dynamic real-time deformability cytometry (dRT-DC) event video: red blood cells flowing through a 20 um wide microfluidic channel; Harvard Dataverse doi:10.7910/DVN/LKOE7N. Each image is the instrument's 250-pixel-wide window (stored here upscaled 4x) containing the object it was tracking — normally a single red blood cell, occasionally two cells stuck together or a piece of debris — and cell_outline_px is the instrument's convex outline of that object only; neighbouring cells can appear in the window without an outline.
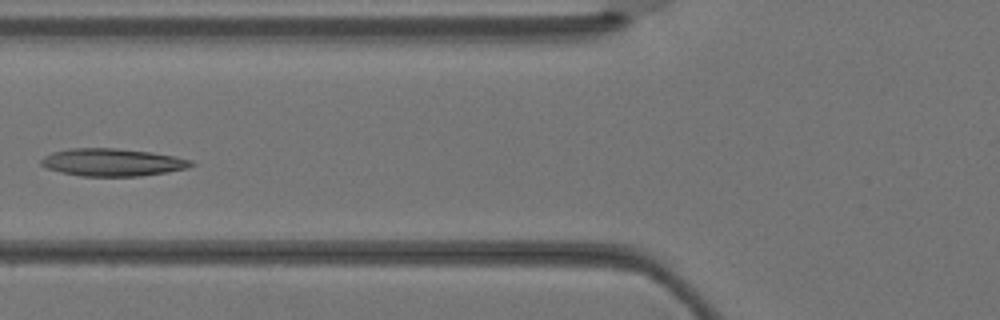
{"species": "Egyptian fruit bat (a non-hibernating species)", "species_latin": "Rousettus aegyptiacus", "temperature_condition": "warm", "stored_images_in_passage": 4, "camera_frame_rate_fps": 3000, "um_per_image_px": 0.085, "animal": {"sex": "female"}, "frame": {"image": 1, "passage_image": 4, "time_ms": 1.0, "image_size_px": [1000, 320], "cell_outline_px": [[196, 164], [188, 168], [168, 172], [140, 176], [80, 176], [48, 168], [40, 164], [40, 160], [44, 156], [52, 152], [72, 148], [116, 148], [152, 152], [192, 160]], "centroid_in_image_um": [9.59, 13.79], "position_along_channel_um": 116.2, "area_um2": 24.04}}